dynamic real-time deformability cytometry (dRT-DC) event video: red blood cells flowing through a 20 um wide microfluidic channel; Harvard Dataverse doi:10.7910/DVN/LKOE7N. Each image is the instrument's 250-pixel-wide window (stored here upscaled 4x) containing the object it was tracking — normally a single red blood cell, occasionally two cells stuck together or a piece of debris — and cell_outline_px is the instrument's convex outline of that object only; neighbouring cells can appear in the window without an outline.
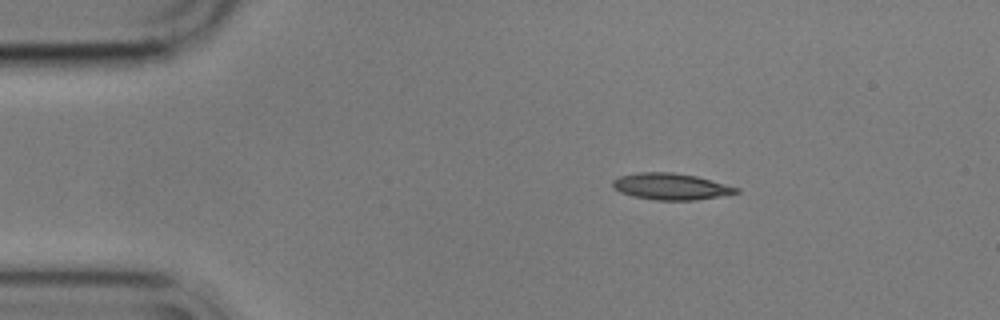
{"species": "common noctule bat (a hibernating species)", "species_latin": "Nyctalus noctula", "temperature_condition": "cold", "stored_images_in_passage": 47, "camera_frame_rate_fps": 3000, "um_per_image_px": 0.085, "animal": {"sex": "male", "body_mass_g": 17.9}, "frame": {"image": 1, "passage_image": 1, "time_ms": 0.0, "image_size_px": [1000, 320], "cell_outline_px": [[740, 192], [696, 200], [656, 200], [632, 196], [620, 192], [612, 188], [612, 180], [620, 176], [640, 172], [672, 172], [696, 176], [740, 188]], "centroid_in_image_um": [56.99, 15.85], "position_along_channel_um": 28.0, "area_um2": 19.02}}
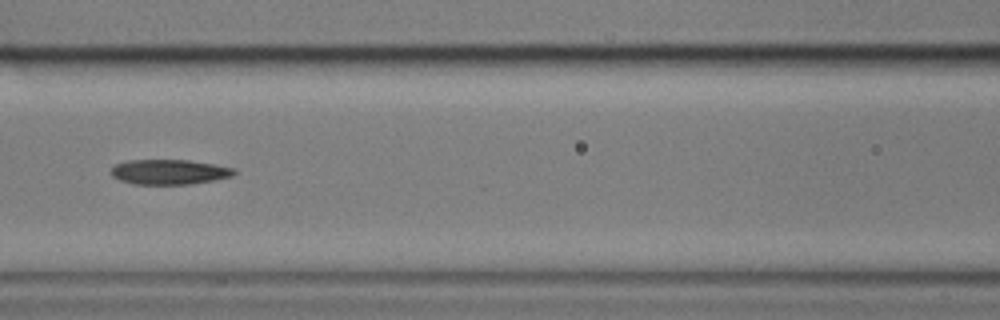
{"frame": {"image": 2, "passage_image": 16, "time_ms": 5.0, "image_size_px": [1000, 320], "cell_outline_px": [[236, 172], [232, 176], [192, 184], [132, 184], [120, 180], [112, 176], [112, 168], [116, 164], [128, 160], [188, 160], [216, 164], [236, 168]], "centroid_in_image_um": [14.41, 14.61], "position_along_channel_um": 152.2, "area_um2": 17.92}}
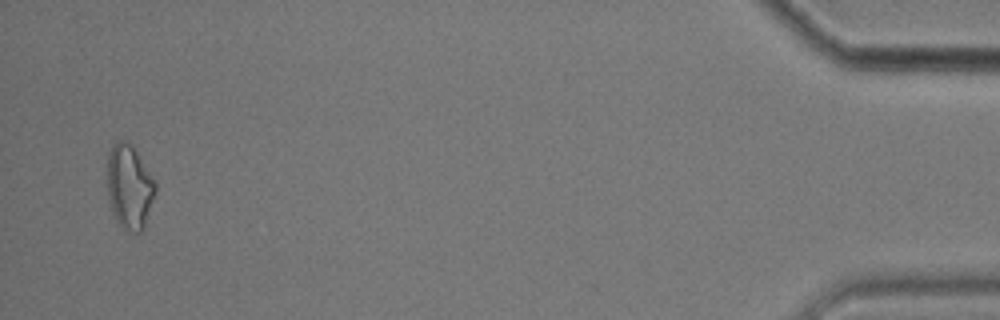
{"frame": {"image": 3, "passage_image": 46, "time_ms": 15.0, "image_size_px": [1000, 320], "cell_outline_px": [[156, 192], [144, 228], [140, 232], [132, 232], [124, 228], [116, 220], [112, 212], [108, 200], [108, 152], [112, 144], [120, 140], [124, 140], [132, 144], [156, 180]], "centroid_in_image_um": [11.02, 15.86], "position_along_channel_um": 424.2, "area_um2": 23.87}, "authors_computed_cell_mechanics": {"area_um2": 18.6116, "velocity_mm_per_s": 3.556, "shape_relaxation_time_tau1_ms": null, "shape_relaxation_time_tau2_ms": 4.7394, "deformation_change_tau1": null, "deformation_change_tau2": 0.1372}}